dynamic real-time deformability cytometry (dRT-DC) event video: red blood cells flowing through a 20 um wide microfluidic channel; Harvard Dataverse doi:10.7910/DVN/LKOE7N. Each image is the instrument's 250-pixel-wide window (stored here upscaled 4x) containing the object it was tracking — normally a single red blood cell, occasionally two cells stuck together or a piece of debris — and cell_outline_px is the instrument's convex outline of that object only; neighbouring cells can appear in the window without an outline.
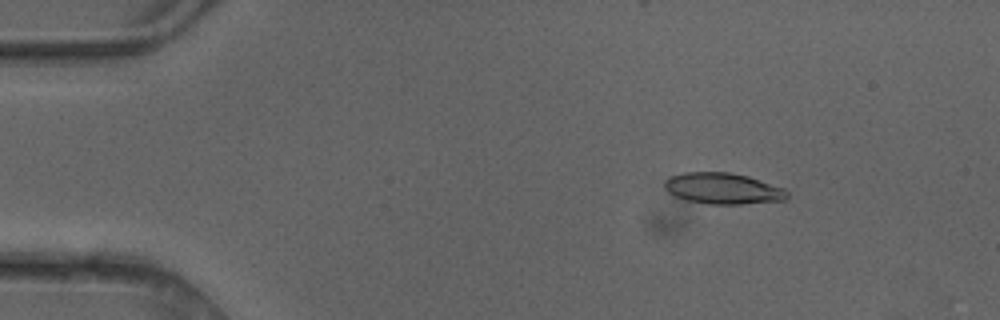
{"species": "common noctule bat (a hibernating species)", "species_latin": "Nyctalus noctula", "temperature_condition": "cold", "stored_images_in_passage": 4, "camera_frame_rate_fps": 3000, "um_per_image_px": 0.085, "animal": {"sex": "female"}, "frame": {"image": 1, "passage_image": 2, "time_ms": 0.333, "image_size_px": [1000, 320], "cell_outline_px": [[788, 196], [784, 200], [740, 204], [708, 204], [688, 200], [676, 196], [668, 192], [664, 188], [664, 180], [672, 176], [684, 172], [728, 172], [748, 176], [784, 188], [788, 192]], "centroid_in_image_um": [61.44, 16.02], "position_along_channel_um": 23.6, "area_um2": 22.14}}